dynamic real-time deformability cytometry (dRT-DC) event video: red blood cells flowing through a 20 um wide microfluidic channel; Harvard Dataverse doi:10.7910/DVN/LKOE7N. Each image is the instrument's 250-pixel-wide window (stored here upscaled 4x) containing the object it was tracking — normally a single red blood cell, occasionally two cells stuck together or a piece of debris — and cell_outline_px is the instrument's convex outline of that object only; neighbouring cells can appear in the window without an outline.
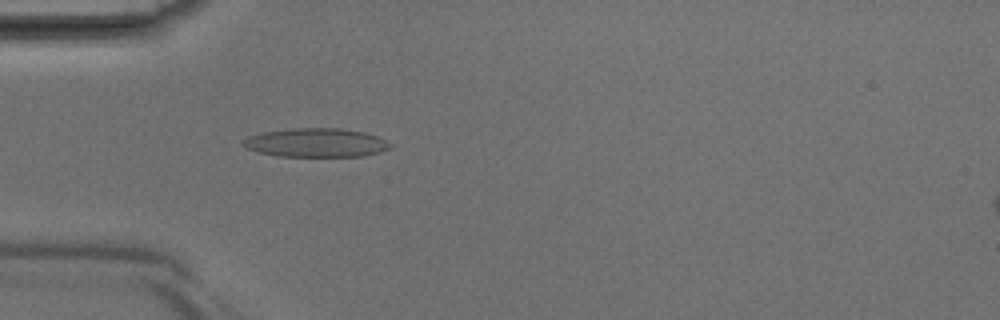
{"species": "Egyptian fruit bat (a non-hibernating species)", "species_latin": "Rousettus aegyptiacus", "temperature_condition": "room temperature", "stored_images_in_passage": 29, "camera_frame_rate_fps": 3000, "um_per_image_px": 0.085, "animal": {"sex": "male"}, "frame": {"image": 1, "passage_image": 1, "time_ms": 0.0, "image_size_px": [1000, 320], "cell_outline_px": [[392, 148], [380, 152], [364, 156], [276, 156], [256, 152], [244, 148], [244, 140], [248, 136], [264, 132], [292, 128], [340, 128], [364, 132], [376, 136], [392, 144]], "centroid_in_image_um": [26.87, 12.13], "position_along_channel_um": 58.1, "area_um2": 24.74}}
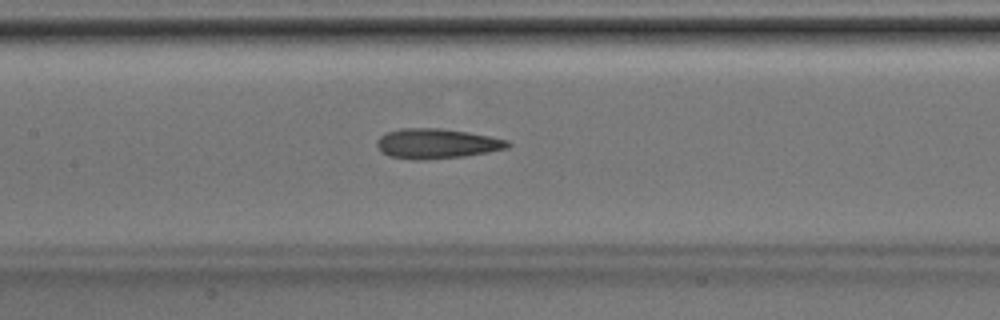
{"frame": {"image": 2, "passage_image": 8, "time_ms": 2.333, "image_size_px": [1000, 320], "cell_outline_px": [[512, 144], [508, 148], [488, 152], [464, 156], [424, 160], [412, 160], [388, 156], [380, 152], [376, 144], [376, 140], [380, 136], [388, 132], [400, 128], [440, 128], [468, 132], [508, 140]], "centroid_in_image_um": [37.09, 12.21], "position_along_channel_um": 170.3, "area_um2": 23.0}}
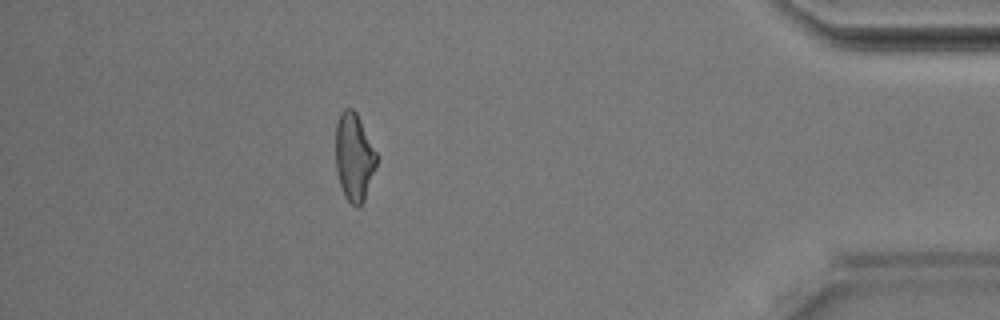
{"frame": {"image": 3, "passage_image": 25, "time_ms": 8.0, "image_size_px": [1000, 320], "cell_outline_px": [[376, 168], [364, 200], [360, 208], [356, 208], [344, 196], [336, 172], [336, 124], [340, 112], [344, 108], [352, 108], [356, 112], [376, 152]], "centroid_in_image_um": [30.08, 13.37], "position_along_channel_um": 405.1, "area_um2": 20.92}}